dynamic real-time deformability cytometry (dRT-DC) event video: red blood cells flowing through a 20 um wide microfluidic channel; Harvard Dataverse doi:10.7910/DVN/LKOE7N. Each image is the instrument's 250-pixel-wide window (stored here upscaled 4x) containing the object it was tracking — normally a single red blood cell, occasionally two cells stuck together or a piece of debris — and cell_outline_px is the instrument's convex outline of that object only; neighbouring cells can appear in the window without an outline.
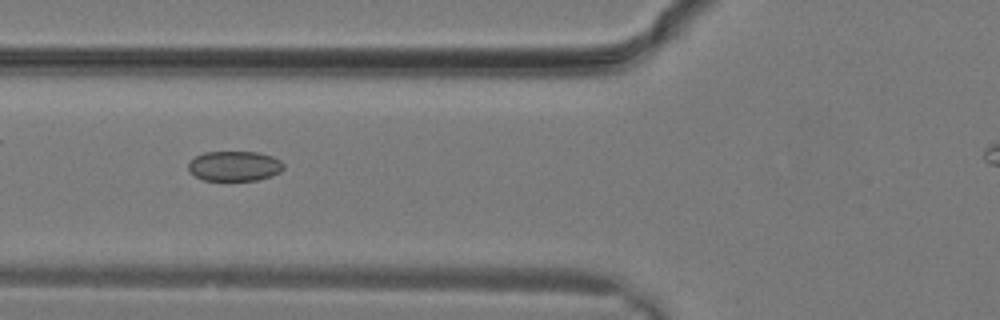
{"species": "common noctule bat (a hibernating species)", "species_latin": "Nyctalus noctula", "temperature_condition": "warm", "stored_images_in_passage": 17, "camera_frame_rate_fps": 3000, "um_per_image_px": 0.085, "animal": {"sex": "male", "body_mass_g": 19.2, "forearm_length_mm": 51.8}, "frame": {"image": 1, "passage_image": 12, "time_ms": 3.667, "image_size_px": [1000, 320], "cell_outline_px": [[284, 168], [280, 172], [272, 176], [256, 180], [204, 180], [196, 176], [188, 168], [188, 164], [196, 156], [204, 152], [256, 152], [272, 156], [280, 160], [284, 164]], "centroid_in_image_um": [19.96, 14.11], "position_along_channel_um": 105.8, "area_um2": 16.53}}